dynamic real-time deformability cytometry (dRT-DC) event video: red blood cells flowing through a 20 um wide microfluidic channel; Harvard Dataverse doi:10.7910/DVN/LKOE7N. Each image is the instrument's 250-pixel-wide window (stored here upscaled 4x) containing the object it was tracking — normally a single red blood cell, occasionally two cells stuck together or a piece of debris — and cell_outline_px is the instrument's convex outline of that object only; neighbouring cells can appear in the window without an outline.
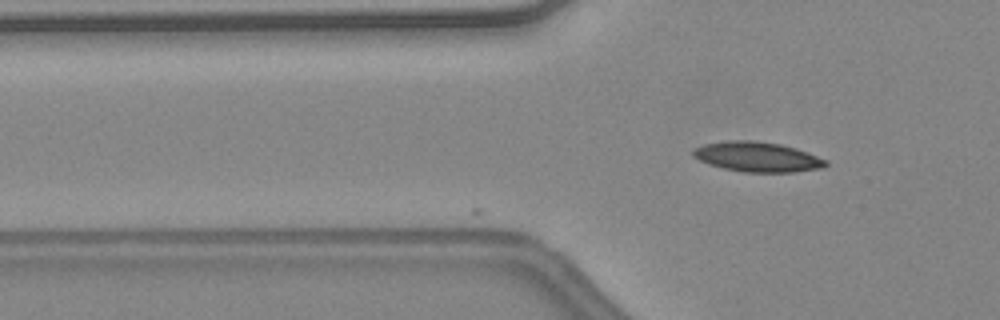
{"species": "common noctule bat (a hibernating species)", "species_latin": "Nyctalus noctula", "temperature_condition": "warm", "stored_images_in_passage": 11, "camera_frame_rate_fps": 3000, "um_per_image_px": 0.085, "animal": {"sex": "female", "body_mass_g": 24.6, "forearm_length_mm": 56.2}, "frame": {"image": 1, "passage_image": 11, "time_ms": 3.333, "image_size_px": [1000, 320], "cell_outline_px": [[828, 164], [824, 168], [792, 172], [744, 172], [724, 168], [708, 164], [692, 156], [692, 148], [704, 144], [728, 140], [752, 140], [780, 144], [796, 148], [828, 160]], "centroid_in_image_um": [64.37, 13.33], "position_along_channel_um": 61.4, "area_um2": 23.24}}